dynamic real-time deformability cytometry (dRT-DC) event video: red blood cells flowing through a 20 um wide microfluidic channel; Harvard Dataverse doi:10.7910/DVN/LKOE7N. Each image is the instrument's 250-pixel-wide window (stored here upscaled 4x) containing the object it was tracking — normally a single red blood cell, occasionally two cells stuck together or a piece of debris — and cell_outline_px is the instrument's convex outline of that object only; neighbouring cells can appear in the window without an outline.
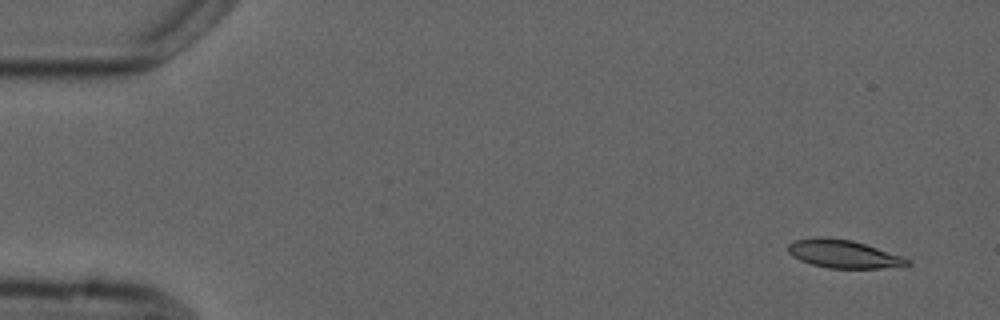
{"species": "common noctule bat (a hibernating species)", "species_latin": "Nyctalus noctula", "temperature_condition": "cold", "stored_images_in_passage": 4, "camera_frame_rate_fps": 3000, "um_per_image_px": 0.085, "animal": {"sex": "male", "forearm_length_mm": 52.5}, "frame": {"image": 1, "passage_image": 1, "time_ms": 0.0, "image_size_px": [1000, 320], "cell_outline_px": [[912, 264], [880, 268], [828, 268], [812, 264], [800, 260], [792, 256], [788, 252], [788, 244], [792, 240], [816, 236], [820, 236], [852, 240], [904, 256], [912, 260]], "centroid_in_image_um": [71.68, 21.57], "position_along_channel_um": 13.3, "area_um2": 19.71}}
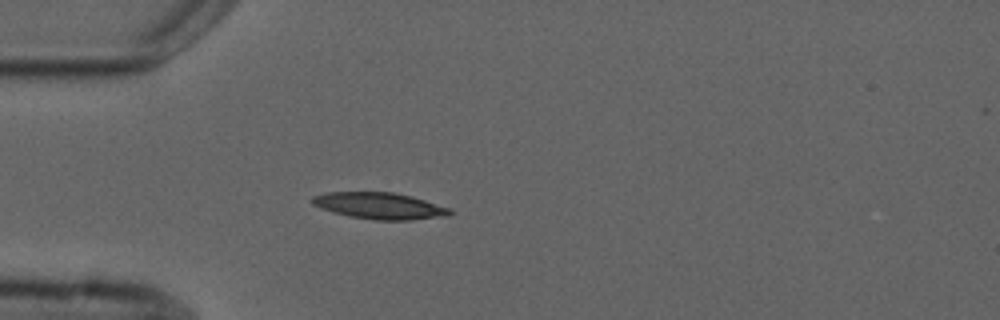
{"frame": {"image": 2, "passage_image": 4, "time_ms": 4.0, "image_size_px": [1000, 320], "cell_outline_px": [[452, 212], [448, 216], [412, 220], [376, 220], [348, 216], [332, 212], [320, 208], [312, 204], [312, 196], [328, 192], [392, 192], [412, 196], [452, 208]], "centroid_in_image_um": [32.29, 17.5], "position_along_channel_um": 52.7, "area_um2": 21.44}}